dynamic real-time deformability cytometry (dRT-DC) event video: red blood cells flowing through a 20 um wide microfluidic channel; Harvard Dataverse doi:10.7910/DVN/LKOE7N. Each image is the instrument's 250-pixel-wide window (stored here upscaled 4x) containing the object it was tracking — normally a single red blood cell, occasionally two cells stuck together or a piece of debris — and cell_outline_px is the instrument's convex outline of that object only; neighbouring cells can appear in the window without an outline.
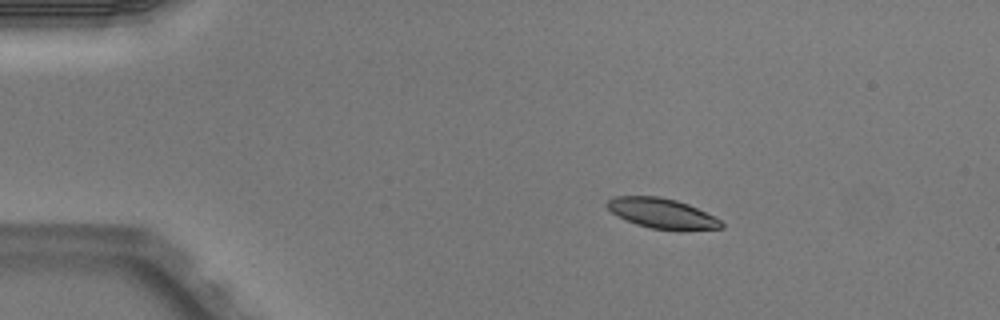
{"species": "Egyptian fruit bat (a non-hibernating species)", "species_latin": "Rousettus aegyptiacus", "temperature_condition": "warm", "stored_images_in_passage": 6, "camera_frame_rate_fps": 3000, "um_per_image_px": 0.085, "animal": {"sex": "male"}, "frame": {"image": 1, "passage_image": 2, "time_ms": 0.333, "image_size_px": [1000, 320], "cell_outline_px": [[724, 228], [652, 228], [636, 224], [616, 216], [604, 204], [612, 196], [660, 196], [676, 200], [688, 204], [720, 220], [724, 224]], "centroid_in_image_um": [56.16, 18.09], "position_along_channel_um": 28.8, "area_um2": 19.36}}
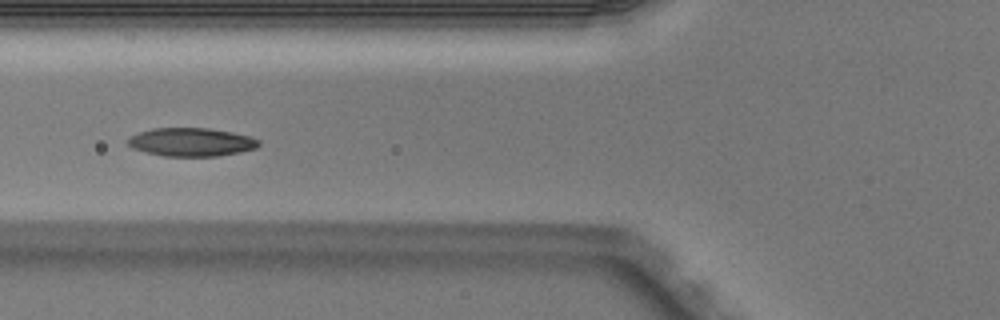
{"frame": {"image": 2, "passage_image": 5, "time_ms": 1.333, "image_size_px": [1000, 320], "cell_outline_px": [[260, 144], [256, 148], [240, 152], [220, 156], [164, 156], [132, 148], [124, 140], [140, 132], [152, 128], [208, 128], [232, 132], [248, 136], [260, 140]], "centroid_in_image_um": [16.26, 12.07], "position_along_channel_um": 109.5, "area_um2": 21.62}}
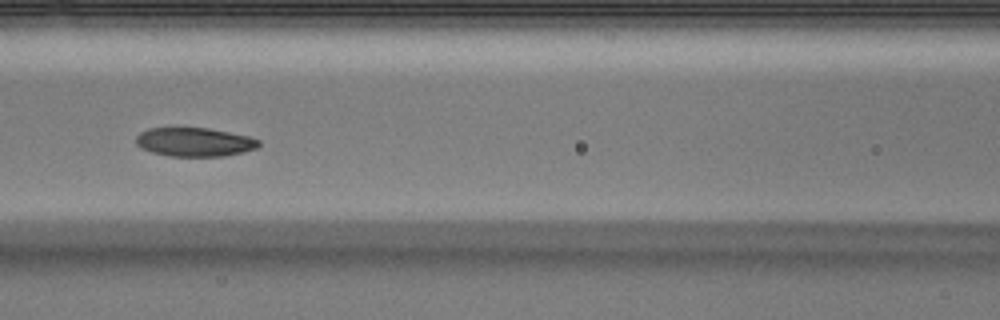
{"frame": {"image": 3, "passage_image": 6, "time_ms": 1.667, "image_size_px": [1000, 320], "cell_outline_px": [[260, 144], [256, 148], [244, 152], [224, 156], [168, 156], [152, 152], [140, 148], [136, 144], [136, 136], [140, 132], [148, 128], [208, 128], [248, 136], [260, 140]], "centroid_in_image_um": [16.52, 12.07], "position_along_channel_um": 150.1, "area_um2": 20.63}}